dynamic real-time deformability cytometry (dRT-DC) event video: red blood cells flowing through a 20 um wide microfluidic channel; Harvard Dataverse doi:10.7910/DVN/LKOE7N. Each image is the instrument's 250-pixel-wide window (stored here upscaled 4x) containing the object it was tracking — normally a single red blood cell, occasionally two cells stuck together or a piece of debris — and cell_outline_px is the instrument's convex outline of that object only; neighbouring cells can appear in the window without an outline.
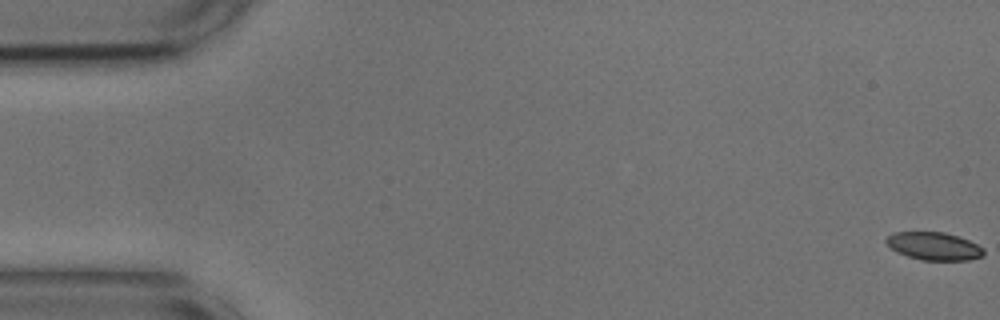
{"species": "common noctule bat (a hibernating species)", "species_latin": "Nyctalus noctula", "temperature_condition": "cold", "stored_images_in_passage": 6, "camera_frame_rate_fps": 3000, "um_per_image_px": 0.085, "animal": {"sex": "male", "body_mass_g": 17.9, "forearm_length_mm": 54.2}, "frame": {"image": 1, "passage_image": 1, "time_ms": 0.0, "image_size_px": [1000, 320], "cell_outline_px": [[984, 256], [968, 260], [920, 260], [896, 252], [884, 240], [892, 232], [944, 232], [968, 240], [984, 248]], "centroid_in_image_um": [79.38, 20.92], "position_along_channel_um": 5.6, "area_um2": 15.78}}